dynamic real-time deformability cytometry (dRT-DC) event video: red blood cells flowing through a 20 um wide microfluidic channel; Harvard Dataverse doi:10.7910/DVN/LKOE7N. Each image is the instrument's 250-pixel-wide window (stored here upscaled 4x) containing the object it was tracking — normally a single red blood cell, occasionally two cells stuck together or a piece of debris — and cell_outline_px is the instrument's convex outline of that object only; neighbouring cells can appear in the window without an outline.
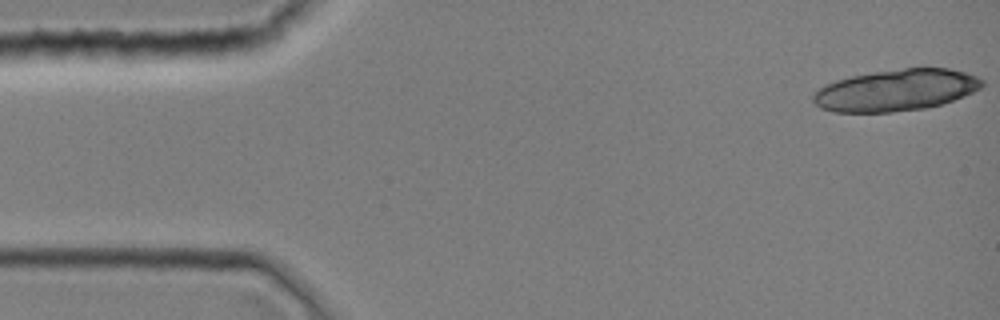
{"species": "common noctule bat (a hibernating species)", "species_latin": "Nyctalus noctula", "temperature_condition": "room temperature", "stored_images_in_passage": 11, "camera_frame_rate_fps": 3000, "um_per_image_px": 0.085, "animal": {"sex": "female", "body_mass_g": 19.0, "forearm_length_mm": 51.5}, "frame": {"image": 1, "passage_image": 1, "time_ms": 0.0, "image_size_px": [1000, 320], "cell_outline_px": [[984, 84], [980, 88], [964, 96], [928, 108], [892, 112], [832, 112], [820, 108], [812, 100], [812, 92], [836, 80], [852, 76], [872, 72], [904, 68], [948, 68], [964, 72], [976, 76], [984, 80]], "centroid_in_image_um": [76.14, 7.67], "position_along_channel_um": 8.9, "area_um2": 40.92}}